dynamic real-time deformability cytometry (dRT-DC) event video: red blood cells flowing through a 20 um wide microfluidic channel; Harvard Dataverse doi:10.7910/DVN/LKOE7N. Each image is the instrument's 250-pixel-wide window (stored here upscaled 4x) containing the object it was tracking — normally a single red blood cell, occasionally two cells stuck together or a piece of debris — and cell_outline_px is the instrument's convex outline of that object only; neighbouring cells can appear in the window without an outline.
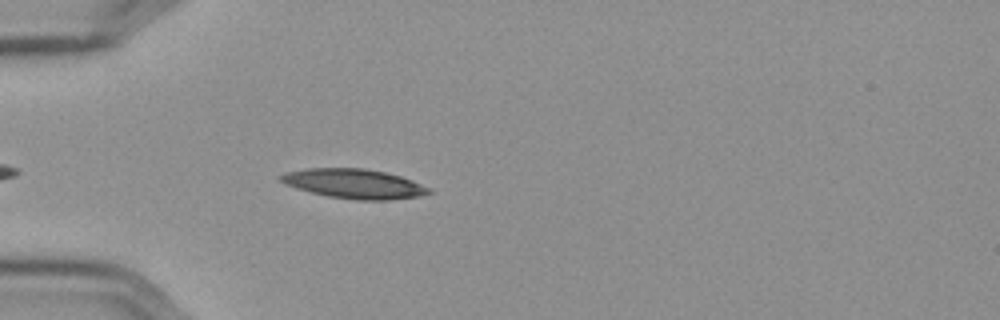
{"species": "Egyptian fruit bat (a non-hibernating species)", "species_latin": "Rousettus aegyptiacus", "temperature_condition": "cold", "stored_images_in_passage": 42, "camera_frame_rate_fps": 3000, "um_per_image_px": 0.085, "frame": {"image": 1, "passage_image": 5, "time_ms": 1.333, "image_size_px": [1000, 320], "cell_outline_px": [[432, 192], [420, 196], [388, 200], [356, 200], [328, 196], [296, 188], [280, 180], [276, 176], [284, 172], [308, 168], [364, 168], [384, 172], [400, 176], [412, 180], [432, 188]], "centroid_in_image_um": [30.11, 15.61], "position_along_channel_um": 54.9, "area_um2": 25.49}}
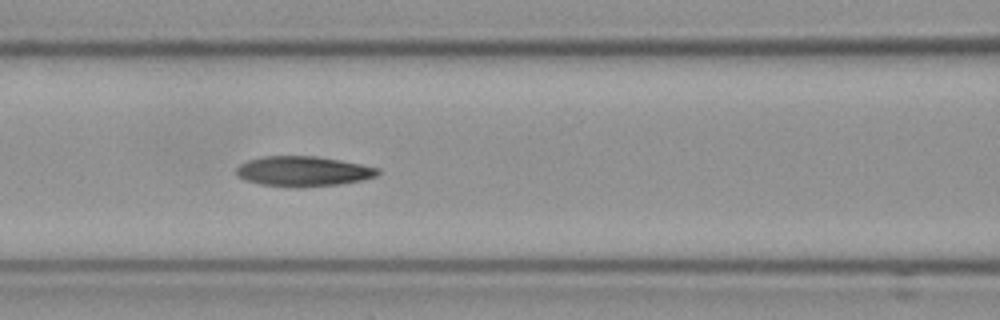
{"frame": {"image": 2, "passage_image": 13, "time_ms": 4.0, "image_size_px": [1000, 320], "cell_outline_px": [[380, 172], [376, 176], [360, 180], [336, 184], [260, 184], [244, 180], [236, 176], [236, 168], [240, 164], [248, 160], [264, 156], [316, 156], [340, 160], [380, 168]], "centroid_in_image_um": [25.74, 14.5], "position_along_channel_um": 140.9, "area_um2": 23.7}}
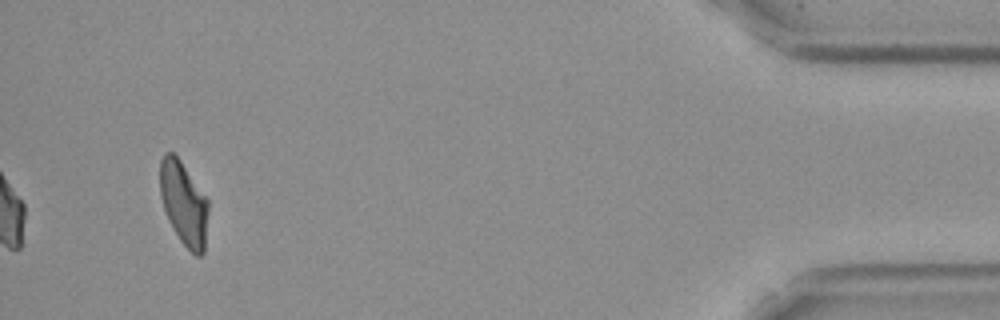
{"frame": {"image": 3, "passage_image": 42, "time_ms": 13.667, "image_size_px": [1000, 320], "cell_outline_px": [[208, 212], [204, 252], [200, 256], [196, 256], [180, 240], [168, 220], [160, 196], [160, 160], [164, 152], [172, 152], [180, 160], [208, 200]], "centroid_in_image_um": [15.61, 17.28], "position_along_channel_um": 419.6, "area_um2": 23.35}, "authors_computed_cell_mechanics": {"area_um2": 24.4494, "velocity_mm_per_s": 3.585, "shape_relaxation_time_tau1_ms": 9.7038, "shape_relaxation_time_tau2_ms": 3.6449, "deformation_change_tau1": 0.2335, "deformation_change_tau2": 0.1136}}